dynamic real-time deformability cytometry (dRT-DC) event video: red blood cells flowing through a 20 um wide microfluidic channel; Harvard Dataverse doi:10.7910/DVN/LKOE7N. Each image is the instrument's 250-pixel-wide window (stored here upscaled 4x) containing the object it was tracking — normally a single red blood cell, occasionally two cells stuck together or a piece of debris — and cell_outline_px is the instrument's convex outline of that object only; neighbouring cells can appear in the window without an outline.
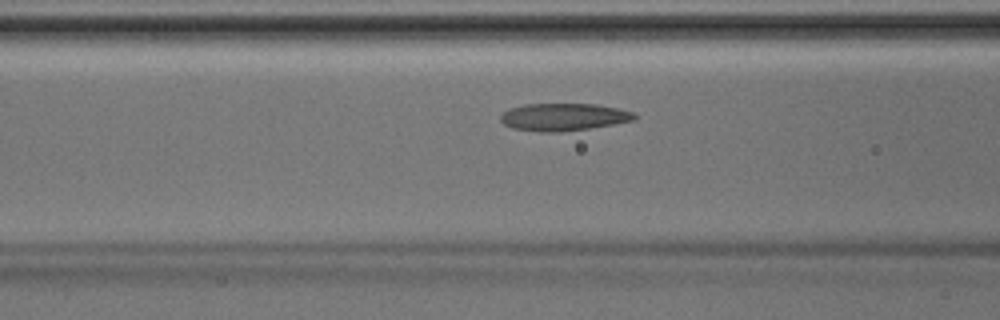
{"species": "Egyptian fruit bat (a non-hibernating species)", "species_latin": "Rousettus aegyptiacus", "temperature_condition": "room temperature", "stored_images_in_passage": 38, "camera_frame_rate_fps": 3000, "um_per_image_px": 0.085, "animal": {"sex": "male"}, "frame": {"image": 1, "passage_image": 11, "time_ms": 3.333, "image_size_px": [1000, 320], "cell_outline_px": [[636, 120], [588, 128], [556, 132], [540, 132], [512, 128], [504, 124], [500, 120], [500, 116], [504, 112], [512, 108], [524, 104], [596, 104], [636, 112]], "centroid_in_image_um": [47.91, 9.94], "position_along_channel_um": 118.7, "area_um2": 21.27}}
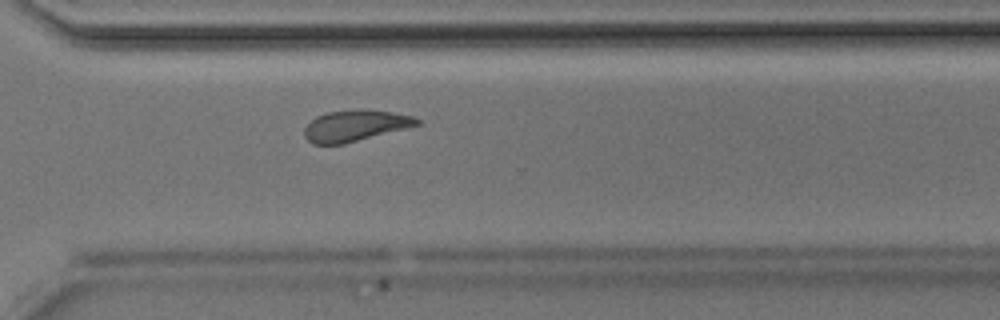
{"frame": {"image": 2, "passage_image": 26, "time_ms": 8.333, "image_size_px": [1000, 320], "cell_outline_px": [[420, 124], [344, 144], [312, 144], [304, 136], [304, 128], [316, 116], [328, 112], [364, 108], [392, 112], [416, 116], [420, 120]], "centroid_in_image_um": [30.19, 10.67], "position_along_channel_um": 340.4, "area_um2": 20.46}}
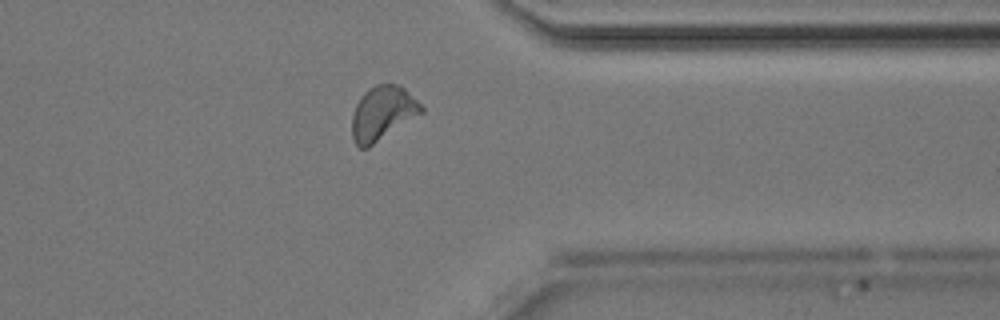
{"frame": {"image": 3, "passage_image": 29, "time_ms": 9.333, "image_size_px": [1000, 320], "cell_outline_px": [[424, 112], [368, 148], [360, 148], [356, 144], [352, 136], [352, 116], [356, 104], [360, 96], [368, 88], [376, 84], [400, 84], [424, 108]], "centroid_in_image_um": [32.51, 9.62], "position_along_channel_um": 378.9, "area_um2": 21.85}}